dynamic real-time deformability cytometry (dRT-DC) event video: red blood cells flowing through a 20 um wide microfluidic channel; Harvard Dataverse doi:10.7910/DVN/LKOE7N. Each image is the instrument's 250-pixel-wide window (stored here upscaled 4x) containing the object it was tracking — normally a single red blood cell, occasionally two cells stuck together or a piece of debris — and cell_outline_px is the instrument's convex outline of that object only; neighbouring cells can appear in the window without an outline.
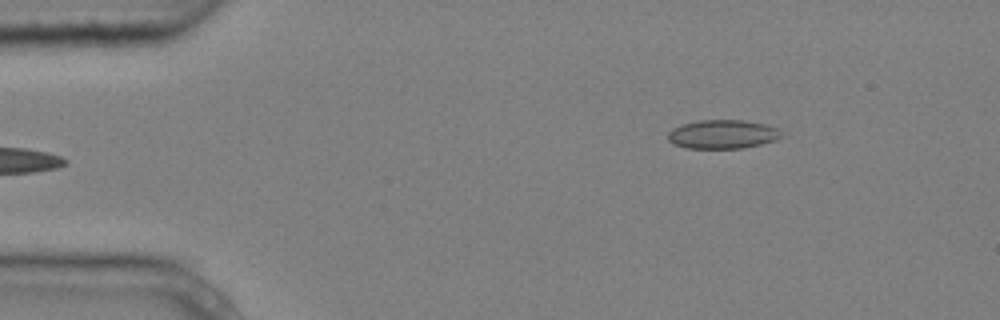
{"species": "common noctule bat (a hibernating species)", "species_latin": "Nyctalus noctula", "temperature_condition": "cold", "stored_images_in_passage": 4, "camera_frame_rate_fps": 3000, "um_per_image_px": 0.085, "animal": {"sex": "male", "body_mass_g": 20.4}, "frame": {"image": 1, "passage_image": 4, "time_ms": 1.0, "image_size_px": [1000, 320], "cell_outline_px": [[784, 136], [776, 140], [744, 148], [688, 148], [676, 144], [668, 140], [668, 132], [672, 128], [680, 124], [696, 120], [744, 120], [768, 124], [780, 128]], "centroid_in_image_um": [61.47, 11.39], "position_along_channel_um": 23.5, "area_um2": 19.36}}